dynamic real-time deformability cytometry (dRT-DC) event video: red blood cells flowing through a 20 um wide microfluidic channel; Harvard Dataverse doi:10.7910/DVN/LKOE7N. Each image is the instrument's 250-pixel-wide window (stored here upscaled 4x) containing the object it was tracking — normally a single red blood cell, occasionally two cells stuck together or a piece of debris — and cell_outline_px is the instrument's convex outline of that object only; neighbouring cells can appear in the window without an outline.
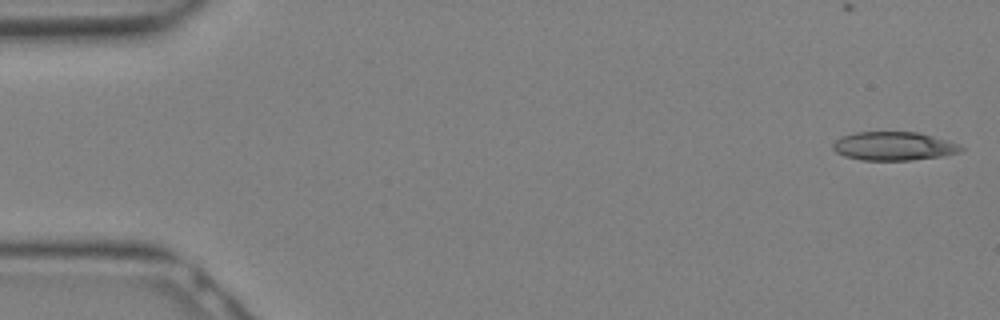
{"species": "Egyptian fruit bat (a non-hibernating species)", "species_latin": "Rousettus aegyptiacus", "temperature_condition": "warm", "stored_images_in_passage": 8, "camera_frame_rate_fps": 3000, "um_per_image_px": 0.085, "animal": {"sex": "female"}, "frame": {"image": 1, "passage_image": 1, "time_ms": 0.0, "image_size_px": [1000, 320], "cell_outline_px": [[964, 148], [956, 152], [940, 156], [912, 160], [860, 160], [844, 156], [836, 152], [832, 148], [832, 144], [840, 136], [856, 132], [916, 132], [932, 136], [956, 144]], "centroid_in_image_um": [75.86, 12.42], "position_along_channel_um": 9.1, "area_um2": 21.04}}
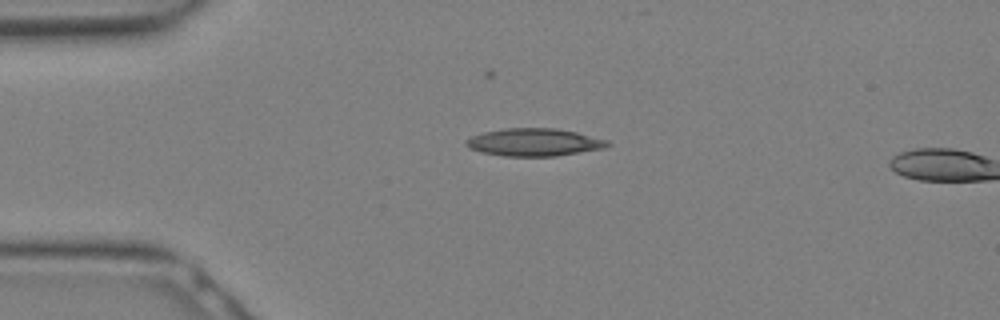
{"frame": {"image": 2, "passage_image": 7, "time_ms": 2.0, "image_size_px": [1000, 320], "cell_outline_px": [[612, 144], [604, 148], [556, 156], [504, 156], [480, 152], [468, 148], [464, 144], [464, 140], [468, 136], [484, 132], [504, 128], [556, 128], [576, 132], [608, 140]], "centroid_in_image_um": [45.35, 12.09], "position_along_channel_um": 39.7, "area_um2": 23.0}}